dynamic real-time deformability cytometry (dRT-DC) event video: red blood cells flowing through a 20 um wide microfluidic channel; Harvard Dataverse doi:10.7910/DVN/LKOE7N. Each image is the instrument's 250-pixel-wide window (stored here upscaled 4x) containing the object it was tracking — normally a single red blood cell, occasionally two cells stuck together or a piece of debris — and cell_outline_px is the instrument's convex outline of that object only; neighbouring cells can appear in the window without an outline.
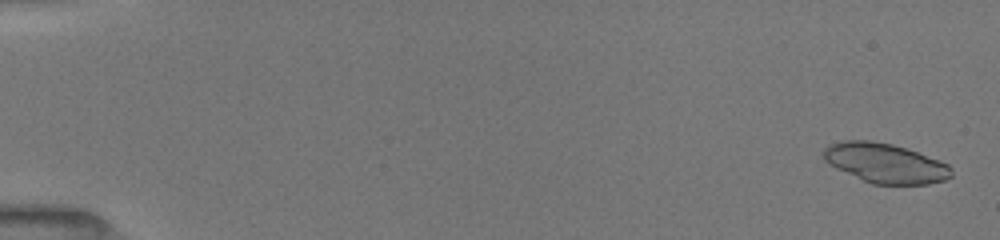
{"species": "common noctule bat (a hibernating species)", "species_latin": "Nyctalus noctula", "temperature_condition": "room temperature", "stored_images_in_passage": 52, "camera_frame_rate_fps": 3000, "um_per_image_px": 0.085, "animal": {"sex": "female", "body_mass_g": 19.5, "forearm_length_mm": 54.1}, "frame": {"image": 1, "passage_image": 2, "time_ms": 0.333, "image_size_px": [1000, 240], "cell_outline_px": [[952, 176], [944, 180], [928, 184], [872, 184], [836, 168], [828, 164], [824, 160], [824, 148], [828, 144], [840, 140], [872, 140], [892, 144], [940, 160], [948, 164], [952, 168]], "centroid_in_image_um": [75.23, 13.86], "position_along_channel_um": 9.8, "area_um2": 29.54}}
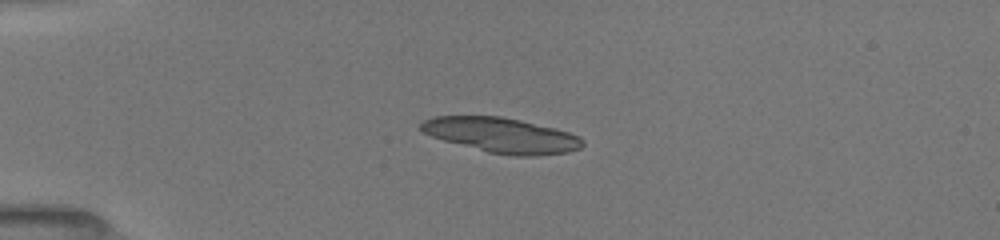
{"frame": {"image": 2, "passage_image": 14, "time_ms": 4.333, "image_size_px": [1000, 240], "cell_outline_px": [[584, 144], [580, 148], [568, 152], [536, 156], [516, 156], [488, 152], [444, 140], [432, 136], [424, 132], [420, 128], [420, 124], [424, 120], [436, 116], [500, 116], [520, 120], [568, 132], [580, 136], [584, 140]], "centroid_in_image_um": [42.66, 11.5], "position_along_channel_um": 42.3, "area_um2": 32.66}}